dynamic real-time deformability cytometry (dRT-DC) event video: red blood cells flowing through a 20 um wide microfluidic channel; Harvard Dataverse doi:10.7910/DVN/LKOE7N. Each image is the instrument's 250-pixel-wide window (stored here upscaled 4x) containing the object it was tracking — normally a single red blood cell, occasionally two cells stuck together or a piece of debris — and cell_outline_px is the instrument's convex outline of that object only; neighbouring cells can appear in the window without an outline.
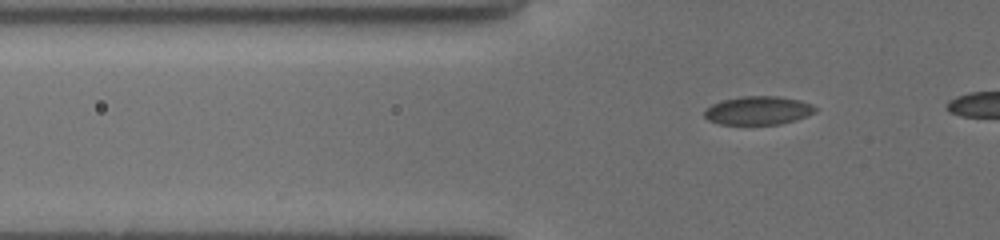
{"species": "common noctule bat (a hibernating species)", "species_latin": "Nyctalus noctula", "temperature_condition": "cold", "stored_images_in_passage": 35, "camera_frame_rate_fps": 3000, "um_per_image_px": 0.085, "animal": {"sex": "female", "body_mass_g": 19.5, "forearm_length_mm": 54.1}, "frame": {"image": 1, "passage_image": 5, "time_ms": 1.333, "image_size_px": [1000, 240], "cell_outline_px": [[816, 108], [808, 116], [780, 124], [720, 124], [708, 120], [704, 116], [704, 112], [712, 104], [724, 100], [740, 96], [776, 96], [800, 100], [812, 104]], "centroid_in_image_um": [64.44, 9.39], "position_along_channel_um": 61.4, "area_um2": 18.21}}
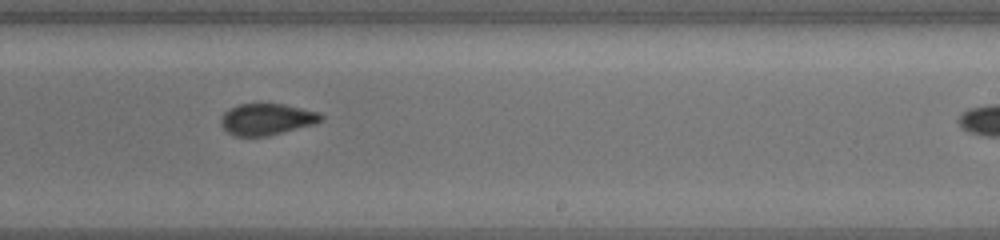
{"frame": {"image": 2, "passage_image": 22, "time_ms": 7.0, "image_size_px": [1000, 240], "cell_outline_px": [[324, 120], [312, 124], [268, 136], [236, 136], [228, 132], [220, 124], [220, 116], [228, 108], [240, 104], [284, 104], [316, 112], [324, 116]], "centroid_in_image_um": [22.62, 10.13], "position_along_channel_um": 266.4, "area_um2": 18.21}}
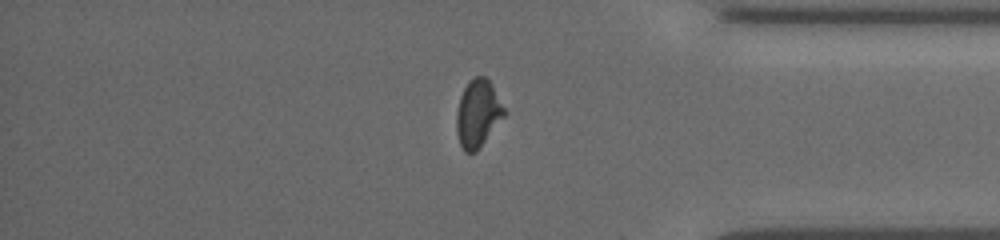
{"frame": {"image": 3, "passage_image": 33, "time_ms": 10.667, "image_size_px": [1000, 240], "cell_outline_px": [[508, 112], [476, 152], [464, 152], [460, 144], [456, 132], [456, 112], [460, 96], [468, 80], [476, 76], [484, 76], [492, 84]], "centroid_in_image_um": [40.63, 9.63], "position_along_channel_um": 394.6, "area_um2": 19.02}}